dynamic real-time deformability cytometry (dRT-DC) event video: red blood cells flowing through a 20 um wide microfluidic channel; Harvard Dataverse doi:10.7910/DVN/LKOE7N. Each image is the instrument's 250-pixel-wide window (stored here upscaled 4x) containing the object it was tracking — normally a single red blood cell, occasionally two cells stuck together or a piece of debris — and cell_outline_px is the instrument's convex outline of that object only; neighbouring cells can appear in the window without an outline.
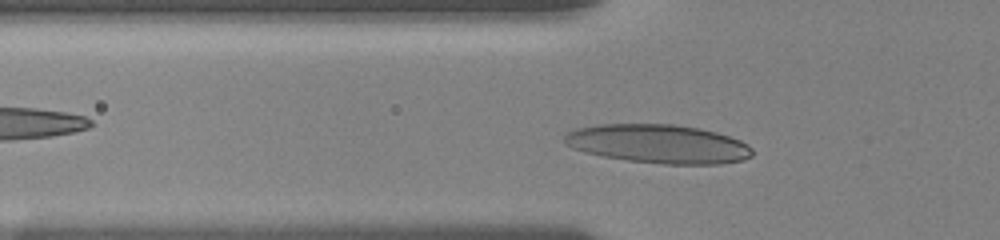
{"species": "human", "species_latin": "Homo sapiens", "temperature_condition": "room temperature", "stored_images_in_passage": 50, "camera_frame_rate_fps": 3000, "um_per_image_px": 0.085, "donor": {"sex": "female"}, "frame": {"image": 1, "passage_image": 8, "time_ms": 2.667, "image_size_px": [1000, 240], "cell_outline_px": [[752, 156], [744, 160], [720, 164], [664, 164], [628, 160], [604, 156], [584, 152], [572, 148], [564, 144], [564, 136], [568, 132], [576, 128], [596, 124], [676, 124], [700, 128], [716, 132], [740, 140], [748, 144], [752, 148]], "centroid_in_image_um": [55.96, 12.22], "position_along_channel_um": 69.8, "area_um2": 42.66}}
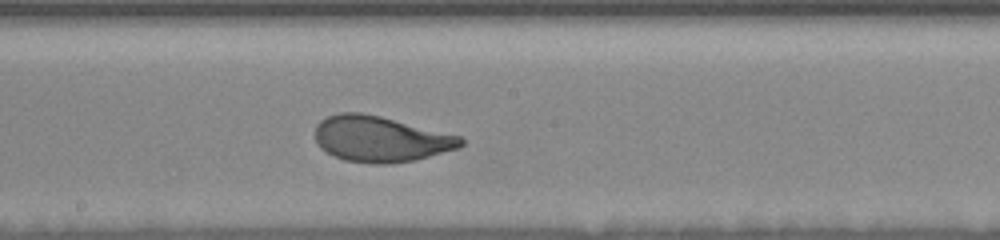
{"frame": {"image": 2, "passage_image": 28, "time_ms": 6.667, "image_size_px": [1000, 240], "cell_outline_px": [[464, 144], [456, 148], [416, 160], [392, 164], [372, 164], [344, 160], [320, 148], [316, 140], [316, 124], [320, 120], [328, 116], [340, 112], [360, 112], [380, 116], [460, 136], [464, 140]], "centroid_in_image_um": [32.32, 11.82], "position_along_channel_um": 215.9, "area_um2": 38.67}}
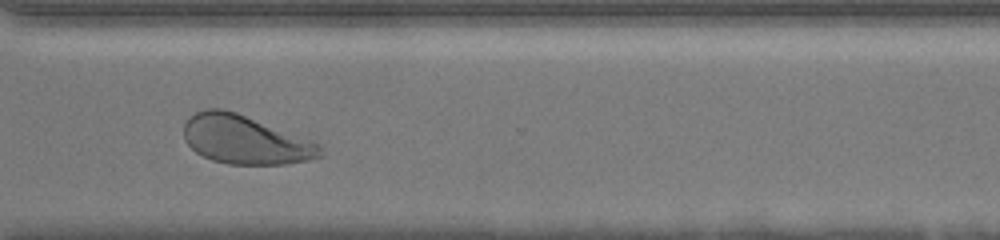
{"frame": {"image": 3, "passage_image": 40, "time_ms": 10.333, "image_size_px": [1000, 240], "cell_outline_px": [[320, 156], [308, 160], [284, 164], [228, 164], [212, 160], [196, 152], [184, 140], [184, 120], [188, 116], [196, 112], [208, 108], [224, 108], [236, 112], [312, 140], [320, 144]], "centroid_in_image_um": [20.79, 11.86], "position_along_channel_um": 349.8, "area_um2": 38.61}, "authors_computed_cell_mechanics": {"area_um2": 38.7838, "velocity_mm_per_s": 3.661, "shape_relaxation_time_tau1_ms": 2.5568, "shape_relaxation_time_tau2_ms": null, "deformation_change_tau1": 0.1607, "deformation_change_tau2": null}}